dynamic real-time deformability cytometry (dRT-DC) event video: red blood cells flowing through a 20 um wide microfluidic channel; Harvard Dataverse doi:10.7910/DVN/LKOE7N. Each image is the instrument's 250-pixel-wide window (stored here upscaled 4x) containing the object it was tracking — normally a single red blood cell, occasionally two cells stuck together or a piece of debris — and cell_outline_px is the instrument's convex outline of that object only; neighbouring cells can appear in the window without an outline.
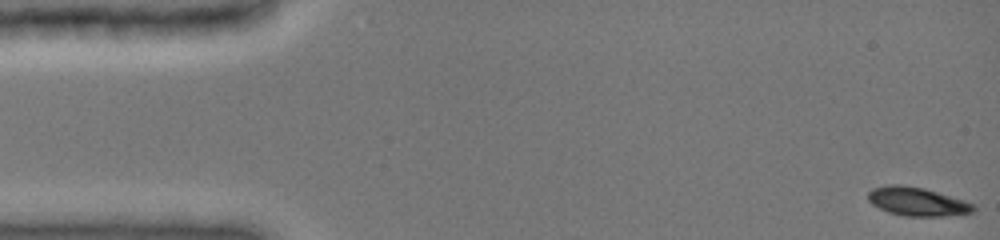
{"species": "common noctule bat (a hibernating species)", "species_latin": "Nyctalus noctula", "temperature_condition": "cold", "stored_images_in_passage": 65, "camera_frame_rate_fps": 3000, "um_per_image_px": 0.085, "animal": {"sex": "female", "body_mass_g": 19.0, "forearm_length_mm": 51.5}, "frame": {"image": 1, "passage_image": 1, "time_ms": 0.0, "image_size_px": [1000, 240], "cell_outline_px": [[976, 208], [972, 212], [944, 216], [904, 216], [888, 212], [872, 204], [868, 200], [868, 192], [872, 188], [888, 184], [900, 184], [924, 188], [964, 200], [976, 204]], "centroid_in_image_um": [77.95, 17.12], "position_along_channel_um": 7.0, "area_um2": 17.63}}
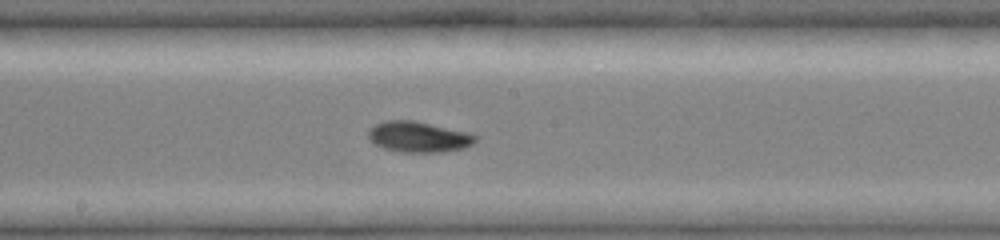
{"frame": {"image": 2, "passage_image": 38, "time_ms": 8.333, "image_size_px": [1000, 240], "cell_outline_px": [[480, 136], [472, 144], [464, 148], [440, 152], [400, 152], [384, 148], [368, 140], [368, 128], [384, 120], [412, 120], [464, 132]], "centroid_in_image_um": [35.53, 11.64], "position_along_channel_um": 212.7, "area_um2": 19.02}}
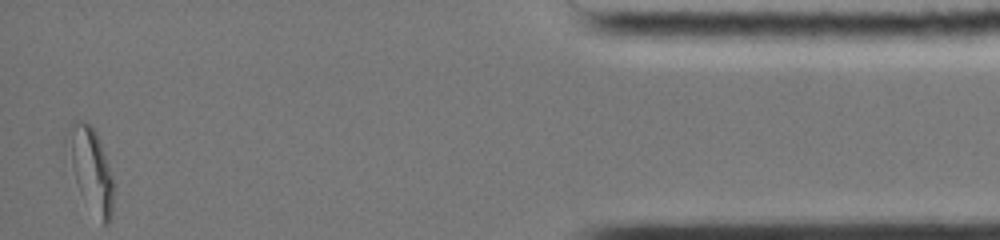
{"frame": {"image": 3, "passage_image": 64, "time_ms": 15.333, "image_size_px": [1000, 240], "cell_outline_px": [[112, 216], [108, 224], [104, 224], [80, 192], [76, 180], [72, 164], [72, 120], [84, 120], [92, 124], [100, 140], [112, 180]], "centroid_in_image_um": [7.81, 14.4], "position_along_channel_um": 427.4, "area_um2": 20.29}, "authors_computed_cell_mechanics": {"area_um2": 18.0336, "velocity_mm_per_s": 3.9655, "shape_relaxation_time_tau1_ms": 4.6611, "shape_relaxation_time_tau2_ms": 4.9862, "deformation_change_tau1": 0.1416, "deformation_change_tau2": 0.0713}}